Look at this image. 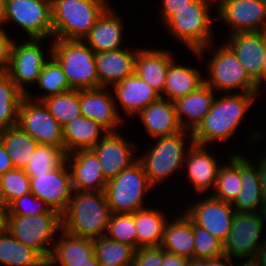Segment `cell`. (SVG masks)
<instances>
[{"label": "cell", "instance_id": "cell-1", "mask_svg": "<svg viewBox=\"0 0 266 266\" xmlns=\"http://www.w3.org/2000/svg\"><path fill=\"white\" fill-rule=\"evenodd\" d=\"M225 94L214 99L210 111L192 132L195 144L205 146L233 136L258 93Z\"/></svg>", "mask_w": 266, "mask_h": 266}, {"label": "cell", "instance_id": "cell-2", "mask_svg": "<svg viewBox=\"0 0 266 266\" xmlns=\"http://www.w3.org/2000/svg\"><path fill=\"white\" fill-rule=\"evenodd\" d=\"M62 214V229L71 235L95 239L105 235L112 214L105 191H73Z\"/></svg>", "mask_w": 266, "mask_h": 266}, {"label": "cell", "instance_id": "cell-3", "mask_svg": "<svg viewBox=\"0 0 266 266\" xmlns=\"http://www.w3.org/2000/svg\"><path fill=\"white\" fill-rule=\"evenodd\" d=\"M108 6L106 0H54L53 39L83 40Z\"/></svg>", "mask_w": 266, "mask_h": 266}, {"label": "cell", "instance_id": "cell-4", "mask_svg": "<svg viewBox=\"0 0 266 266\" xmlns=\"http://www.w3.org/2000/svg\"><path fill=\"white\" fill-rule=\"evenodd\" d=\"M50 56L60 64L72 89H97L95 52L83 40L53 39Z\"/></svg>", "mask_w": 266, "mask_h": 266}, {"label": "cell", "instance_id": "cell-5", "mask_svg": "<svg viewBox=\"0 0 266 266\" xmlns=\"http://www.w3.org/2000/svg\"><path fill=\"white\" fill-rule=\"evenodd\" d=\"M214 0H211V2ZM216 1V0H215ZM210 0H194L186 8L177 10L165 24L173 36L187 45L197 57L209 46L212 39ZM206 47V48H205Z\"/></svg>", "mask_w": 266, "mask_h": 266}, {"label": "cell", "instance_id": "cell-6", "mask_svg": "<svg viewBox=\"0 0 266 266\" xmlns=\"http://www.w3.org/2000/svg\"><path fill=\"white\" fill-rule=\"evenodd\" d=\"M143 165L137 161L107 181L105 194L112 213H134L143 209L144 194L152 189Z\"/></svg>", "mask_w": 266, "mask_h": 266}, {"label": "cell", "instance_id": "cell-7", "mask_svg": "<svg viewBox=\"0 0 266 266\" xmlns=\"http://www.w3.org/2000/svg\"><path fill=\"white\" fill-rule=\"evenodd\" d=\"M6 230L22 244L36 250L48 261L52 249L46 245L51 243L57 230H62V215H7Z\"/></svg>", "mask_w": 266, "mask_h": 266}, {"label": "cell", "instance_id": "cell-8", "mask_svg": "<svg viewBox=\"0 0 266 266\" xmlns=\"http://www.w3.org/2000/svg\"><path fill=\"white\" fill-rule=\"evenodd\" d=\"M185 134L186 130L183 129L173 135L157 137L151 151L138 158L153 187L185 163Z\"/></svg>", "mask_w": 266, "mask_h": 266}, {"label": "cell", "instance_id": "cell-9", "mask_svg": "<svg viewBox=\"0 0 266 266\" xmlns=\"http://www.w3.org/2000/svg\"><path fill=\"white\" fill-rule=\"evenodd\" d=\"M208 65L210 76L207 80L204 78V83L213 90L219 89L225 92L241 89L242 93H259L257 84L249 77L236 54L227 44L214 51Z\"/></svg>", "mask_w": 266, "mask_h": 266}, {"label": "cell", "instance_id": "cell-10", "mask_svg": "<svg viewBox=\"0 0 266 266\" xmlns=\"http://www.w3.org/2000/svg\"><path fill=\"white\" fill-rule=\"evenodd\" d=\"M17 125L41 145L64 147L63 126L42 101L29 99L25 95L20 103Z\"/></svg>", "mask_w": 266, "mask_h": 266}, {"label": "cell", "instance_id": "cell-11", "mask_svg": "<svg viewBox=\"0 0 266 266\" xmlns=\"http://www.w3.org/2000/svg\"><path fill=\"white\" fill-rule=\"evenodd\" d=\"M264 222L263 212L236 213L230 233L223 243L224 254L230 259L232 257L238 260L239 258L254 259L263 244L259 240Z\"/></svg>", "mask_w": 266, "mask_h": 266}, {"label": "cell", "instance_id": "cell-12", "mask_svg": "<svg viewBox=\"0 0 266 266\" xmlns=\"http://www.w3.org/2000/svg\"><path fill=\"white\" fill-rule=\"evenodd\" d=\"M13 20L29 38L53 36L51 5L40 0H6V23Z\"/></svg>", "mask_w": 266, "mask_h": 266}, {"label": "cell", "instance_id": "cell-13", "mask_svg": "<svg viewBox=\"0 0 266 266\" xmlns=\"http://www.w3.org/2000/svg\"><path fill=\"white\" fill-rule=\"evenodd\" d=\"M215 19L235 32H266V0H218Z\"/></svg>", "mask_w": 266, "mask_h": 266}, {"label": "cell", "instance_id": "cell-14", "mask_svg": "<svg viewBox=\"0 0 266 266\" xmlns=\"http://www.w3.org/2000/svg\"><path fill=\"white\" fill-rule=\"evenodd\" d=\"M41 40L28 39L20 43L13 42L10 64L7 70L11 80L26 95L25 84L36 83L46 59L41 49Z\"/></svg>", "mask_w": 266, "mask_h": 266}, {"label": "cell", "instance_id": "cell-15", "mask_svg": "<svg viewBox=\"0 0 266 266\" xmlns=\"http://www.w3.org/2000/svg\"><path fill=\"white\" fill-rule=\"evenodd\" d=\"M184 213L195 225L205 229L222 243L226 241L236 215L231 203L212 196L191 204Z\"/></svg>", "mask_w": 266, "mask_h": 266}, {"label": "cell", "instance_id": "cell-16", "mask_svg": "<svg viewBox=\"0 0 266 266\" xmlns=\"http://www.w3.org/2000/svg\"><path fill=\"white\" fill-rule=\"evenodd\" d=\"M67 163L46 173L30 177L31 193L61 215L66 211L73 194Z\"/></svg>", "mask_w": 266, "mask_h": 266}, {"label": "cell", "instance_id": "cell-17", "mask_svg": "<svg viewBox=\"0 0 266 266\" xmlns=\"http://www.w3.org/2000/svg\"><path fill=\"white\" fill-rule=\"evenodd\" d=\"M133 147L118 132H109L91 150L97 155L104 177L110 180L138 161Z\"/></svg>", "mask_w": 266, "mask_h": 266}, {"label": "cell", "instance_id": "cell-18", "mask_svg": "<svg viewBox=\"0 0 266 266\" xmlns=\"http://www.w3.org/2000/svg\"><path fill=\"white\" fill-rule=\"evenodd\" d=\"M73 191H105L104 177L97 155L91 149H82L66 154ZM69 163V164H68Z\"/></svg>", "mask_w": 266, "mask_h": 266}, {"label": "cell", "instance_id": "cell-19", "mask_svg": "<svg viewBox=\"0 0 266 266\" xmlns=\"http://www.w3.org/2000/svg\"><path fill=\"white\" fill-rule=\"evenodd\" d=\"M79 103L84 117L96 121L109 132H117L122 118L116 107L117 102L110 92H106L105 87L79 89Z\"/></svg>", "mask_w": 266, "mask_h": 266}, {"label": "cell", "instance_id": "cell-20", "mask_svg": "<svg viewBox=\"0 0 266 266\" xmlns=\"http://www.w3.org/2000/svg\"><path fill=\"white\" fill-rule=\"evenodd\" d=\"M226 43L236 54L249 77L261 86L264 32H235Z\"/></svg>", "mask_w": 266, "mask_h": 266}, {"label": "cell", "instance_id": "cell-21", "mask_svg": "<svg viewBox=\"0 0 266 266\" xmlns=\"http://www.w3.org/2000/svg\"><path fill=\"white\" fill-rule=\"evenodd\" d=\"M62 238L56 242L47 261V266L92 265L93 239L78 237L61 230Z\"/></svg>", "mask_w": 266, "mask_h": 266}, {"label": "cell", "instance_id": "cell-22", "mask_svg": "<svg viewBox=\"0 0 266 266\" xmlns=\"http://www.w3.org/2000/svg\"><path fill=\"white\" fill-rule=\"evenodd\" d=\"M190 141L189 150L185 157L188 180L199 193L208 190L211 186L214 189L220 166L204 145L193 142L192 132L190 133Z\"/></svg>", "mask_w": 266, "mask_h": 266}, {"label": "cell", "instance_id": "cell-23", "mask_svg": "<svg viewBox=\"0 0 266 266\" xmlns=\"http://www.w3.org/2000/svg\"><path fill=\"white\" fill-rule=\"evenodd\" d=\"M240 173L241 191L232 203V207L236 213L263 212L264 201L261 192L259 162L256 166L252 160L240 155Z\"/></svg>", "mask_w": 266, "mask_h": 266}, {"label": "cell", "instance_id": "cell-24", "mask_svg": "<svg viewBox=\"0 0 266 266\" xmlns=\"http://www.w3.org/2000/svg\"><path fill=\"white\" fill-rule=\"evenodd\" d=\"M138 50L129 52L124 49L99 52L95 54L96 72L100 87H110L132 75L135 70V58Z\"/></svg>", "mask_w": 266, "mask_h": 266}, {"label": "cell", "instance_id": "cell-25", "mask_svg": "<svg viewBox=\"0 0 266 266\" xmlns=\"http://www.w3.org/2000/svg\"><path fill=\"white\" fill-rule=\"evenodd\" d=\"M121 18L108 6L83 41L95 53L121 49L120 46L123 40V22Z\"/></svg>", "mask_w": 266, "mask_h": 266}, {"label": "cell", "instance_id": "cell-26", "mask_svg": "<svg viewBox=\"0 0 266 266\" xmlns=\"http://www.w3.org/2000/svg\"><path fill=\"white\" fill-rule=\"evenodd\" d=\"M117 100L128 115L138 114L142 109L161 98L160 94L135 73L112 85Z\"/></svg>", "mask_w": 266, "mask_h": 266}, {"label": "cell", "instance_id": "cell-27", "mask_svg": "<svg viewBox=\"0 0 266 266\" xmlns=\"http://www.w3.org/2000/svg\"><path fill=\"white\" fill-rule=\"evenodd\" d=\"M138 115L152 138L169 136L182 131L174 102L160 98L142 109Z\"/></svg>", "mask_w": 266, "mask_h": 266}, {"label": "cell", "instance_id": "cell-28", "mask_svg": "<svg viewBox=\"0 0 266 266\" xmlns=\"http://www.w3.org/2000/svg\"><path fill=\"white\" fill-rule=\"evenodd\" d=\"M213 91L204 83L196 91L174 101L177 118L183 129L193 132L203 121L216 98ZM182 115L187 117L186 121Z\"/></svg>", "mask_w": 266, "mask_h": 266}, {"label": "cell", "instance_id": "cell-29", "mask_svg": "<svg viewBox=\"0 0 266 266\" xmlns=\"http://www.w3.org/2000/svg\"><path fill=\"white\" fill-rule=\"evenodd\" d=\"M173 59V55L168 51L139 49L135 58L134 73L161 95L167 70Z\"/></svg>", "mask_w": 266, "mask_h": 266}, {"label": "cell", "instance_id": "cell-30", "mask_svg": "<svg viewBox=\"0 0 266 266\" xmlns=\"http://www.w3.org/2000/svg\"><path fill=\"white\" fill-rule=\"evenodd\" d=\"M108 133L101 124L81 115L63 126L64 150L69 154L77 150L91 149Z\"/></svg>", "mask_w": 266, "mask_h": 266}, {"label": "cell", "instance_id": "cell-31", "mask_svg": "<svg viewBox=\"0 0 266 266\" xmlns=\"http://www.w3.org/2000/svg\"><path fill=\"white\" fill-rule=\"evenodd\" d=\"M160 247L165 252L187 259L194 257L193 222L185 213L167 221Z\"/></svg>", "mask_w": 266, "mask_h": 266}, {"label": "cell", "instance_id": "cell-32", "mask_svg": "<svg viewBox=\"0 0 266 266\" xmlns=\"http://www.w3.org/2000/svg\"><path fill=\"white\" fill-rule=\"evenodd\" d=\"M201 75L198 69L176 65L173 59L167 70L161 98L174 102L196 91L204 84V78Z\"/></svg>", "mask_w": 266, "mask_h": 266}, {"label": "cell", "instance_id": "cell-33", "mask_svg": "<svg viewBox=\"0 0 266 266\" xmlns=\"http://www.w3.org/2000/svg\"><path fill=\"white\" fill-rule=\"evenodd\" d=\"M132 214L137 233V249L139 247L160 246L163 240L164 227L167 223L163 212L144 207Z\"/></svg>", "mask_w": 266, "mask_h": 266}, {"label": "cell", "instance_id": "cell-34", "mask_svg": "<svg viewBox=\"0 0 266 266\" xmlns=\"http://www.w3.org/2000/svg\"><path fill=\"white\" fill-rule=\"evenodd\" d=\"M0 264L4 266H47L34 249L25 246L7 230L0 233Z\"/></svg>", "mask_w": 266, "mask_h": 266}, {"label": "cell", "instance_id": "cell-35", "mask_svg": "<svg viewBox=\"0 0 266 266\" xmlns=\"http://www.w3.org/2000/svg\"><path fill=\"white\" fill-rule=\"evenodd\" d=\"M0 140L10 155L13 168L25 169L39 143L18 125L0 132Z\"/></svg>", "mask_w": 266, "mask_h": 266}, {"label": "cell", "instance_id": "cell-36", "mask_svg": "<svg viewBox=\"0 0 266 266\" xmlns=\"http://www.w3.org/2000/svg\"><path fill=\"white\" fill-rule=\"evenodd\" d=\"M25 94L7 72H0V132L18 124L19 108Z\"/></svg>", "mask_w": 266, "mask_h": 266}, {"label": "cell", "instance_id": "cell-37", "mask_svg": "<svg viewBox=\"0 0 266 266\" xmlns=\"http://www.w3.org/2000/svg\"><path fill=\"white\" fill-rule=\"evenodd\" d=\"M94 255L99 266H131L136 248L108 238L93 239Z\"/></svg>", "mask_w": 266, "mask_h": 266}, {"label": "cell", "instance_id": "cell-38", "mask_svg": "<svg viewBox=\"0 0 266 266\" xmlns=\"http://www.w3.org/2000/svg\"><path fill=\"white\" fill-rule=\"evenodd\" d=\"M229 159L228 165L219 168L212 197L232 204L241 191L240 155H230Z\"/></svg>", "mask_w": 266, "mask_h": 266}, {"label": "cell", "instance_id": "cell-39", "mask_svg": "<svg viewBox=\"0 0 266 266\" xmlns=\"http://www.w3.org/2000/svg\"><path fill=\"white\" fill-rule=\"evenodd\" d=\"M42 102L62 126L82 115L79 90L72 89L58 95L49 96L44 98Z\"/></svg>", "mask_w": 266, "mask_h": 266}, {"label": "cell", "instance_id": "cell-40", "mask_svg": "<svg viewBox=\"0 0 266 266\" xmlns=\"http://www.w3.org/2000/svg\"><path fill=\"white\" fill-rule=\"evenodd\" d=\"M51 58V60H47L44 64L37 81L39 86L47 93L40 96L37 100L29 94L30 92H28L26 96L29 99L33 98L32 100L42 101L49 96L58 95L72 90L59 62L53 56H51Z\"/></svg>", "mask_w": 266, "mask_h": 266}, {"label": "cell", "instance_id": "cell-41", "mask_svg": "<svg viewBox=\"0 0 266 266\" xmlns=\"http://www.w3.org/2000/svg\"><path fill=\"white\" fill-rule=\"evenodd\" d=\"M65 160L64 147L39 144L24 171L28 176H36L59 167Z\"/></svg>", "mask_w": 266, "mask_h": 266}, {"label": "cell", "instance_id": "cell-42", "mask_svg": "<svg viewBox=\"0 0 266 266\" xmlns=\"http://www.w3.org/2000/svg\"><path fill=\"white\" fill-rule=\"evenodd\" d=\"M0 189L8 207L17 198L31 192L30 177L24 169L13 168L0 177Z\"/></svg>", "mask_w": 266, "mask_h": 266}, {"label": "cell", "instance_id": "cell-43", "mask_svg": "<svg viewBox=\"0 0 266 266\" xmlns=\"http://www.w3.org/2000/svg\"><path fill=\"white\" fill-rule=\"evenodd\" d=\"M105 235L110 239L131 245L137 249L134 215L132 213H112Z\"/></svg>", "mask_w": 266, "mask_h": 266}, {"label": "cell", "instance_id": "cell-44", "mask_svg": "<svg viewBox=\"0 0 266 266\" xmlns=\"http://www.w3.org/2000/svg\"><path fill=\"white\" fill-rule=\"evenodd\" d=\"M194 257L210 259L224 254L223 243L205 229L193 223Z\"/></svg>", "mask_w": 266, "mask_h": 266}, {"label": "cell", "instance_id": "cell-45", "mask_svg": "<svg viewBox=\"0 0 266 266\" xmlns=\"http://www.w3.org/2000/svg\"><path fill=\"white\" fill-rule=\"evenodd\" d=\"M42 214L60 213L52 210L44 201L33 195L31 192L14 200L7 209V215L33 216Z\"/></svg>", "mask_w": 266, "mask_h": 266}, {"label": "cell", "instance_id": "cell-46", "mask_svg": "<svg viewBox=\"0 0 266 266\" xmlns=\"http://www.w3.org/2000/svg\"><path fill=\"white\" fill-rule=\"evenodd\" d=\"M162 264V248L157 247H139L135 251V255L131 266H161Z\"/></svg>", "mask_w": 266, "mask_h": 266}, {"label": "cell", "instance_id": "cell-47", "mask_svg": "<svg viewBox=\"0 0 266 266\" xmlns=\"http://www.w3.org/2000/svg\"><path fill=\"white\" fill-rule=\"evenodd\" d=\"M13 42L6 31L0 29V72H7L9 68Z\"/></svg>", "mask_w": 266, "mask_h": 266}, {"label": "cell", "instance_id": "cell-48", "mask_svg": "<svg viewBox=\"0 0 266 266\" xmlns=\"http://www.w3.org/2000/svg\"><path fill=\"white\" fill-rule=\"evenodd\" d=\"M194 0H163L162 20L166 22L177 10L186 8Z\"/></svg>", "mask_w": 266, "mask_h": 266}, {"label": "cell", "instance_id": "cell-49", "mask_svg": "<svg viewBox=\"0 0 266 266\" xmlns=\"http://www.w3.org/2000/svg\"><path fill=\"white\" fill-rule=\"evenodd\" d=\"M187 258L165 252L162 249V264L161 266H186Z\"/></svg>", "mask_w": 266, "mask_h": 266}, {"label": "cell", "instance_id": "cell-50", "mask_svg": "<svg viewBox=\"0 0 266 266\" xmlns=\"http://www.w3.org/2000/svg\"><path fill=\"white\" fill-rule=\"evenodd\" d=\"M11 169H13V164L10 155L7 153L4 144L0 140V177Z\"/></svg>", "mask_w": 266, "mask_h": 266}, {"label": "cell", "instance_id": "cell-51", "mask_svg": "<svg viewBox=\"0 0 266 266\" xmlns=\"http://www.w3.org/2000/svg\"><path fill=\"white\" fill-rule=\"evenodd\" d=\"M259 162H260L259 175H260L261 192L264 201V206H266V153L264 157L261 156Z\"/></svg>", "mask_w": 266, "mask_h": 266}, {"label": "cell", "instance_id": "cell-52", "mask_svg": "<svg viewBox=\"0 0 266 266\" xmlns=\"http://www.w3.org/2000/svg\"><path fill=\"white\" fill-rule=\"evenodd\" d=\"M232 260L226 254H222L215 258L206 259V266H232Z\"/></svg>", "mask_w": 266, "mask_h": 266}, {"label": "cell", "instance_id": "cell-53", "mask_svg": "<svg viewBox=\"0 0 266 266\" xmlns=\"http://www.w3.org/2000/svg\"><path fill=\"white\" fill-rule=\"evenodd\" d=\"M263 244L258 249L254 260L258 263L259 266H266V240L262 239Z\"/></svg>", "mask_w": 266, "mask_h": 266}, {"label": "cell", "instance_id": "cell-54", "mask_svg": "<svg viewBox=\"0 0 266 266\" xmlns=\"http://www.w3.org/2000/svg\"><path fill=\"white\" fill-rule=\"evenodd\" d=\"M8 207H0V233L6 230V217Z\"/></svg>", "mask_w": 266, "mask_h": 266}, {"label": "cell", "instance_id": "cell-55", "mask_svg": "<svg viewBox=\"0 0 266 266\" xmlns=\"http://www.w3.org/2000/svg\"><path fill=\"white\" fill-rule=\"evenodd\" d=\"M264 52H263V66L261 72V85L262 81H266V32H264Z\"/></svg>", "mask_w": 266, "mask_h": 266}, {"label": "cell", "instance_id": "cell-56", "mask_svg": "<svg viewBox=\"0 0 266 266\" xmlns=\"http://www.w3.org/2000/svg\"><path fill=\"white\" fill-rule=\"evenodd\" d=\"M186 266H206V259L203 258H188Z\"/></svg>", "mask_w": 266, "mask_h": 266}, {"label": "cell", "instance_id": "cell-57", "mask_svg": "<svg viewBox=\"0 0 266 266\" xmlns=\"http://www.w3.org/2000/svg\"><path fill=\"white\" fill-rule=\"evenodd\" d=\"M6 23V0H0V29Z\"/></svg>", "mask_w": 266, "mask_h": 266}, {"label": "cell", "instance_id": "cell-58", "mask_svg": "<svg viewBox=\"0 0 266 266\" xmlns=\"http://www.w3.org/2000/svg\"><path fill=\"white\" fill-rule=\"evenodd\" d=\"M238 266H259V265L254 259H248L243 264L241 263Z\"/></svg>", "mask_w": 266, "mask_h": 266}, {"label": "cell", "instance_id": "cell-59", "mask_svg": "<svg viewBox=\"0 0 266 266\" xmlns=\"http://www.w3.org/2000/svg\"><path fill=\"white\" fill-rule=\"evenodd\" d=\"M0 207H7L6 203H5L4 199H3L1 189H0Z\"/></svg>", "mask_w": 266, "mask_h": 266}, {"label": "cell", "instance_id": "cell-60", "mask_svg": "<svg viewBox=\"0 0 266 266\" xmlns=\"http://www.w3.org/2000/svg\"><path fill=\"white\" fill-rule=\"evenodd\" d=\"M84 266H99V263L96 260L95 255L92 257V265H84Z\"/></svg>", "mask_w": 266, "mask_h": 266}, {"label": "cell", "instance_id": "cell-61", "mask_svg": "<svg viewBox=\"0 0 266 266\" xmlns=\"http://www.w3.org/2000/svg\"><path fill=\"white\" fill-rule=\"evenodd\" d=\"M40 1H43V2H45L47 4H50L51 6H52V4L54 2V0H40Z\"/></svg>", "mask_w": 266, "mask_h": 266}, {"label": "cell", "instance_id": "cell-62", "mask_svg": "<svg viewBox=\"0 0 266 266\" xmlns=\"http://www.w3.org/2000/svg\"><path fill=\"white\" fill-rule=\"evenodd\" d=\"M263 215H264V218H265V221H266V206H264Z\"/></svg>", "mask_w": 266, "mask_h": 266}]
</instances>
